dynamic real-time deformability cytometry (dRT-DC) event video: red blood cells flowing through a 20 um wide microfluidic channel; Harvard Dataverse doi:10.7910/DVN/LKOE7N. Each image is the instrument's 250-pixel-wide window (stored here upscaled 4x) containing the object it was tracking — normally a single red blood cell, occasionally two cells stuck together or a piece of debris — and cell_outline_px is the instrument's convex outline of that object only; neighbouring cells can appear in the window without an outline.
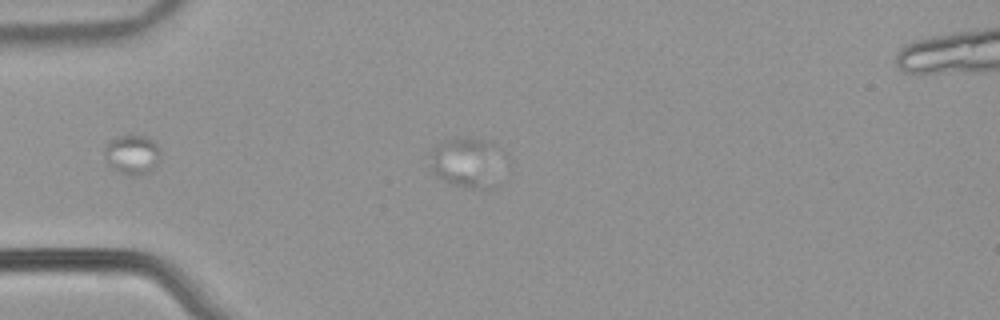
{"species": "common noctule bat (a hibernating species)", "species_latin": "Nyctalus noctula", "temperature_condition": "warm", "stored_images_in_passage": 17, "camera_frame_rate_fps": 3000, "um_per_image_px": 0.085, "animal": {"sex": "male", "body_mass_g": 21.5, "forearm_length_mm": 52.0}, "frame": {"image": 1, "passage_image": 1, "time_ms": 0.0, "image_size_px": [1000, 320], "cell_outline_px": [[496, 188], [472, 188], [448, 184], [432, 168], [432, 148], [436, 144], [448, 140], [488, 140], [496, 148]], "centroid_in_image_um": [39.62, 13.86], "position_along_channel_um": 45.4, "area_um2": 19.88}}
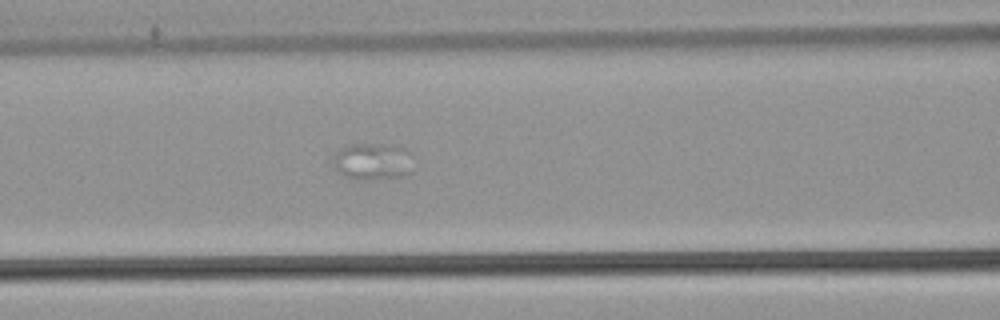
{"frame": {"image": 2, "passage_image": 10, "time_ms": 3.0, "image_size_px": [1000, 320], "cell_outline_px": [[412, 172], [404, 176], [368, 180], [360, 180], [344, 176], [336, 168], [332, 156], [344, 144], [392, 144], [404, 148], [412, 152]], "centroid_in_image_um": [31.71, 13.71], "position_along_channel_um": 134.9, "area_um2": 17.69}}
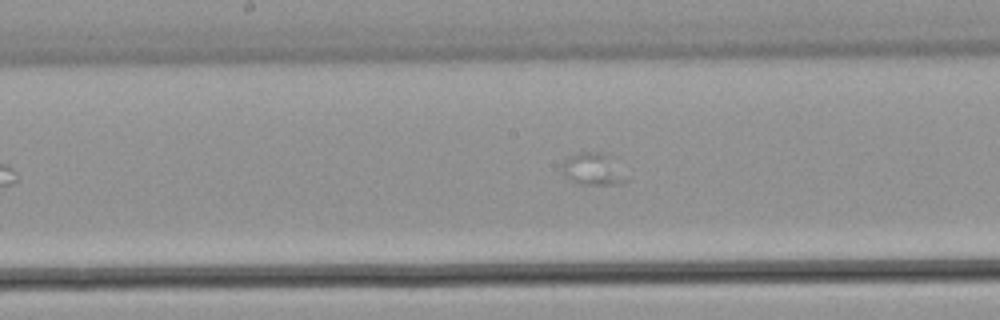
{"frame": {"image": 3, "passage_image": 15, "time_ms": 4.667, "image_size_px": [1000, 320], "cell_outline_px": [[628, 180], [624, 184], [580, 184], [564, 176], [560, 164], [568, 156], [580, 152], [604, 152]], "centroid_in_image_um": [50.33, 14.38], "position_along_channel_um": 197.9, "area_um2": 11.73}}